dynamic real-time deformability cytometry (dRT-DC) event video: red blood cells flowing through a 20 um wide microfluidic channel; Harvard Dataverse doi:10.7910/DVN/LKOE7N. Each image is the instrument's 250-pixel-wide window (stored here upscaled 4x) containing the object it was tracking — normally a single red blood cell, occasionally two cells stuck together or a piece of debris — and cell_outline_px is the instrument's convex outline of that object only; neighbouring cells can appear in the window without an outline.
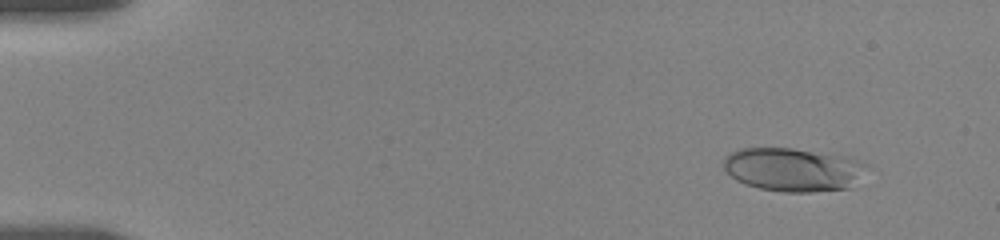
{"species": "human", "species_latin": "Homo sapiens", "temperature_condition": "room temperature", "stored_images_in_passage": 31, "camera_frame_rate_fps": 3000, "um_per_image_px": 0.085, "donor": {"sex": "female"}, "frame": {"image": 1, "passage_image": 5, "time_ms": 1.667, "image_size_px": [1000, 240], "cell_outline_px": [[872, 164], [848, 188], [812, 192], [784, 192], [760, 188], [744, 184], [736, 180], [724, 168], [724, 156], [736, 148], [792, 148], [852, 156]], "centroid_in_image_um": [67.45, 14.39], "position_along_channel_um": 17.5, "area_um2": 36.76}}
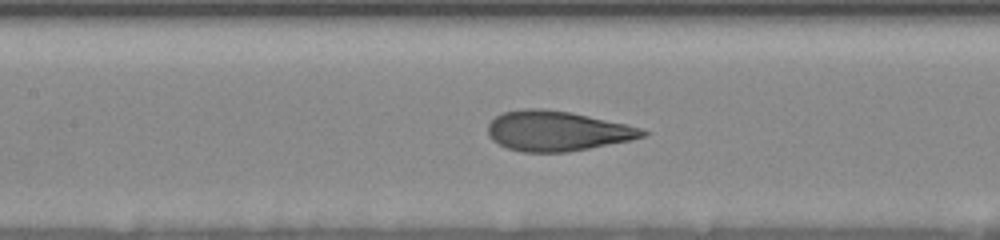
{"frame": {"image": 2, "passage_image": 21, "time_ms": 8.667, "image_size_px": [1000, 240], "cell_outline_px": [[648, 132], [644, 136], [628, 140], [568, 152], [520, 152], [508, 148], [492, 140], [488, 136], [488, 124], [496, 116], [504, 112], [524, 108], [544, 108], [572, 112], [628, 124], [640, 128]], "centroid_in_image_um": [47.32, 11.12], "position_along_channel_um": 160.1, "area_um2": 36.01}}
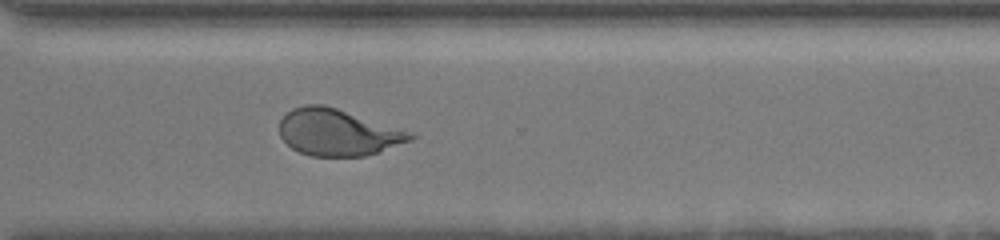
{"frame": {"image": 3, "passage_image": 31, "time_ms": 13.667, "image_size_px": [1000, 240], "cell_outline_px": [[416, 136], [412, 140], [364, 156], [312, 156], [300, 152], [292, 148], [280, 136], [280, 120], [292, 108], [304, 104], [324, 104], [336, 108]], "centroid_in_image_um": [28.6, 11.26], "position_along_channel_um": 342.0, "area_um2": 34.45}}